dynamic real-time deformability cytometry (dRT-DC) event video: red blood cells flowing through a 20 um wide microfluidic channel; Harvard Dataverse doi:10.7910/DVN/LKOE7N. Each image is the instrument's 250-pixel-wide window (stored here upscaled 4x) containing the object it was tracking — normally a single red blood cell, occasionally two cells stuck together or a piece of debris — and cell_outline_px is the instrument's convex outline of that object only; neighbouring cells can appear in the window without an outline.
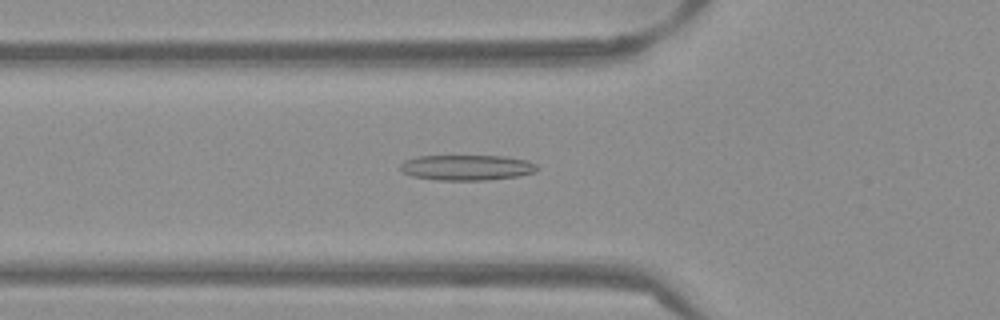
{"species": "Egyptian fruit bat (a non-hibernating species)", "species_latin": "Rousettus aegyptiacus", "temperature_condition": "warm", "stored_images_in_passage": 44, "camera_frame_rate_fps": 3000, "um_per_image_px": 0.085, "frame": {"image": 1, "passage_image": 12, "time_ms": 3.667, "image_size_px": [1000, 320], "cell_outline_px": [[540, 168], [536, 172], [520, 176], [488, 180], [436, 180], [412, 176], [404, 172], [400, 168], [400, 164], [404, 160], [416, 156], [504, 156], [528, 160], [536, 164]], "centroid_in_image_um": [39.72, 14.24], "position_along_channel_um": 86.1, "area_um2": 20.52}}
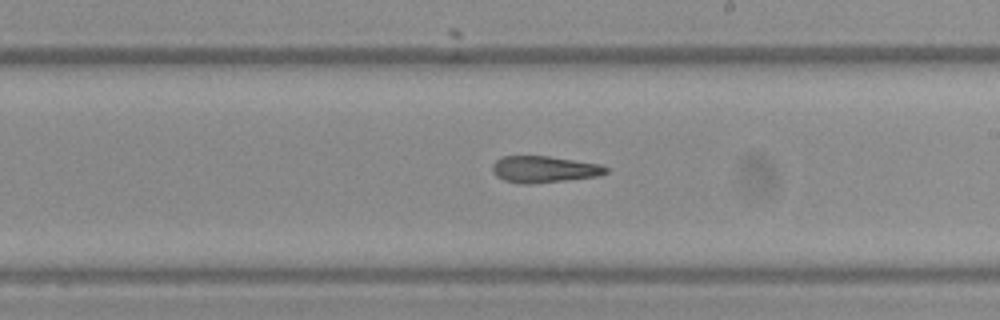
{"frame": {"image": 2, "passage_image": 24, "time_ms": 7.667, "image_size_px": [1000, 320], "cell_outline_px": [[608, 172], [600, 176], [532, 184], [520, 184], [504, 180], [496, 176], [492, 172], [492, 164], [500, 156], [548, 156], [600, 164], [608, 168]], "centroid_in_image_um": [46.22, 14.39], "position_along_channel_um": 242.8, "area_um2": 17.74}}
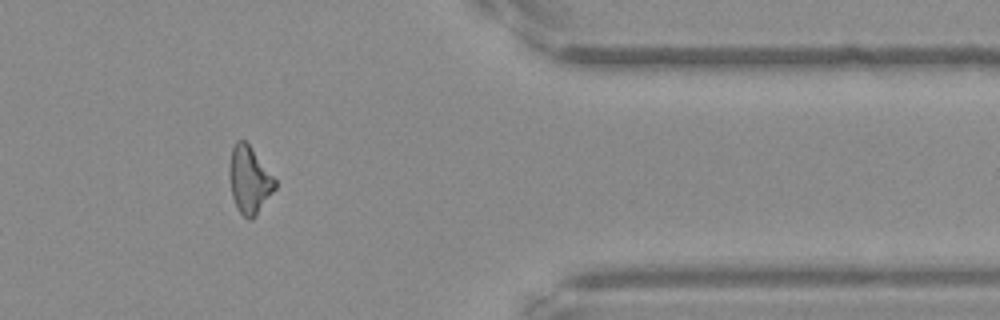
{"frame": {"image": 3, "passage_image": 37, "time_ms": 12.0, "image_size_px": [1000, 320], "cell_outline_px": [[276, 188], [252, 220], [248, 220], [236, 208], [232, 196], [228, 176], [228, 168], [232, 148], [236, 140], [244, 140], [248, 144], [276, 180]], "centroid_in_image_um": [21.16, 15.31], "position_along_channel_um": 390.2, "area_um2": 17.8}, "authors_computed_cell_mechanics": {"area_um2": 17.9758, "velocity_mm_per_s": 3.895, "shape_relaxation_time_tau1_ms": null, "shape_relaxation_time_tau2_ms": 8.6442, "deformation_change_tau1": null, "deformation_change_tau2": 0.2265}}